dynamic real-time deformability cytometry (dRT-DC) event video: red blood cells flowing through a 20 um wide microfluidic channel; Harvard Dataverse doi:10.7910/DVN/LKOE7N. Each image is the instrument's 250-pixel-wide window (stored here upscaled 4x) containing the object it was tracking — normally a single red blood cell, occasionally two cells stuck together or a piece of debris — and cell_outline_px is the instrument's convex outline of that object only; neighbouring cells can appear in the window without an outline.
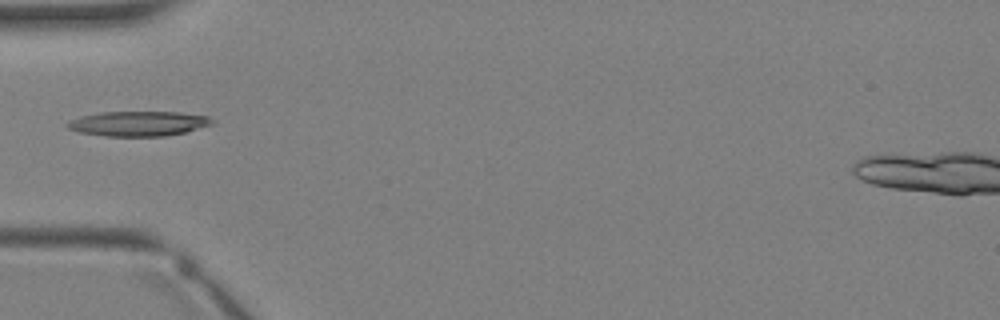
{"species": "Egyptian fruit bat (a non-hibernating species)", "species_latin": "Rousettus aegyptiacus", "temperature_condition": "warm", "stored_images_in_passage": 4, "camera_frame_rate_fps": 3000, "um_per_image_px": 0.085, "animal": {"sex": "female"}, "frame": {"image": 1, "passage_image": 4, "time_ms": 3.667, "image_size_px": [1000, 320], "cell_outline_px": [[216, 120], [212, 124], [184, 132], [164, 136], [104, 136], [80, 132], [68, 128], [64, 124], [68, 120], [80, 116], [100, 112], [180, 112], [208, 116]], "centroid_in_image_um": [11.73, 10.5], "position_along_channel_um": 73.3, "area_um2": 21.04}}